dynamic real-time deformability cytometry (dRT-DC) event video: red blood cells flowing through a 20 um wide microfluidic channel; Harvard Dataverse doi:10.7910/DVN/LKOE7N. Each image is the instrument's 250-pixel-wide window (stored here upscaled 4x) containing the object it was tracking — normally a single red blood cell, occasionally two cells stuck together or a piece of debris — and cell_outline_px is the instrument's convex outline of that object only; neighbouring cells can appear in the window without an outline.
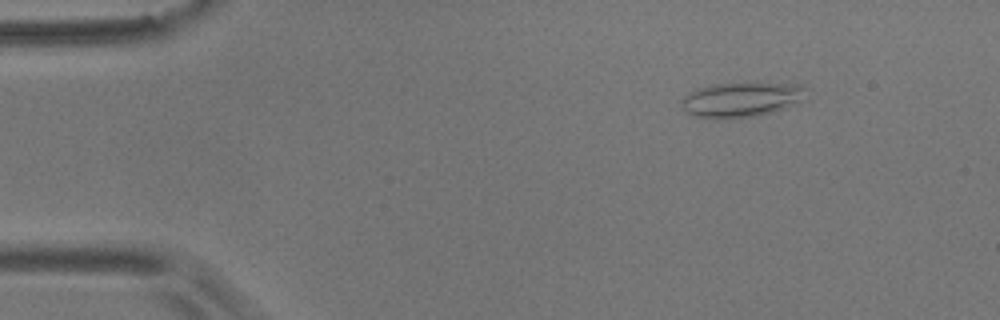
{"species": "common noctule bat (a hibernating species)", "species_latin": "Nyctalus noctula", "temperature_condition": "room temperature", "stored_images_in_passage": 55, "camera_frame_rate_fps": 3000, "um_per_image_px": 0.085, "animal": {"sex": "male", "body_mass_g": 17.9}, "frame": {"image": 1, "passage_image": 7, "time_ms": 2.0, "image_size_px": [1000, 320], "cell_outline_px": [[808, 100], [772, 112], [756, 116], [716, 120], [696, 116], [688, 112], [680, 104], [680, 100], [688, 92], [696, 88], [712, 84], [756, 80], [800, 84], [808, 88]], "centroid_in_image_um": [63.11, 8.41], "position_along_channel_um": 21.9, "area_um2": 26.93}}
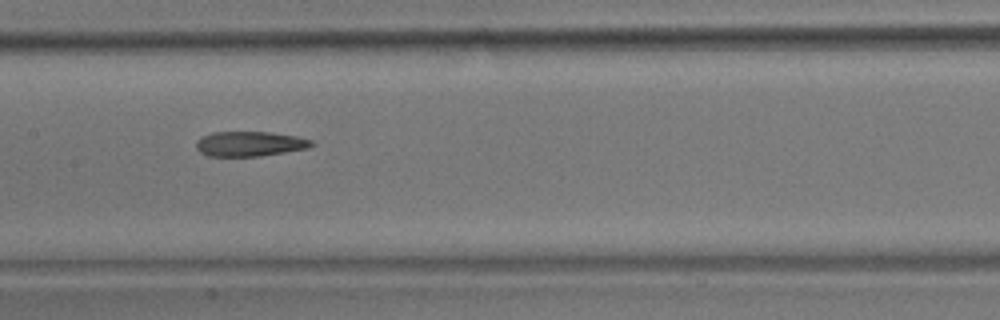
{"frame": {"image": 2, "passage_image": 27, "time_ms": 8.667, "image_size_px": [1000, 320], "cell_outline_px": [[316, 144], [308, 148], [260, 156], [208, 156], [200, 152], [196, 148], [196, 140], [200, 136], [212, 132], [268, 132], [296, 136], [312, 140]], "centroid_in_image_um": [21.2, 12.22], "position_along_channel_um": 186.2, "area_um2": 16.82}}
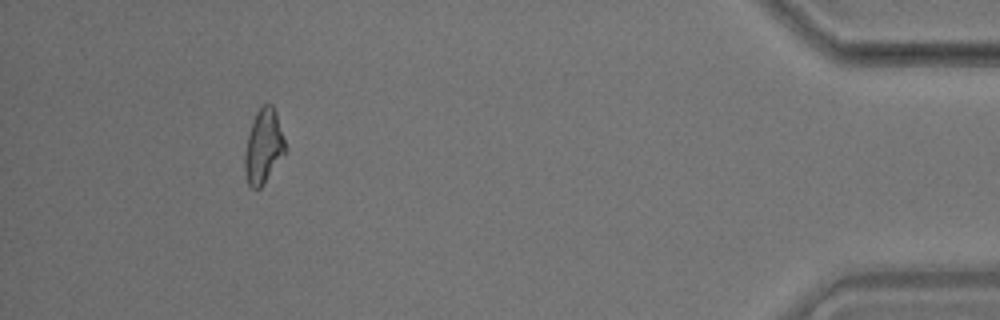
{"frame": {"image": 3, "passage_image": 51, "time_ms": 16.667, "image_size_px": [1000, 320], "cell_outline_px": [[288, 152], [264, 184], [260, 188], [252, 188], [248, 184], [244, 172], [244, 152], [252, 120], [256, 112], [264, 104], [272, 104], [276, 112], [288, 148]], "centroid_in_image_um": [22.43, 12.47], "position_along_channel_um": 412.8, "area_um2": 18.03}, "authors_computed_cell_mechanics": {"area_um2": 17.9758, "velocity_mm_per_s": 3.6022, "shape_relaxation_time_tau1_ms": null, "shape_relaxation_time_tau2_ms": 5.9342, "deformation_change_tau1": null, "deformation_change_tau2": 0.1679}}